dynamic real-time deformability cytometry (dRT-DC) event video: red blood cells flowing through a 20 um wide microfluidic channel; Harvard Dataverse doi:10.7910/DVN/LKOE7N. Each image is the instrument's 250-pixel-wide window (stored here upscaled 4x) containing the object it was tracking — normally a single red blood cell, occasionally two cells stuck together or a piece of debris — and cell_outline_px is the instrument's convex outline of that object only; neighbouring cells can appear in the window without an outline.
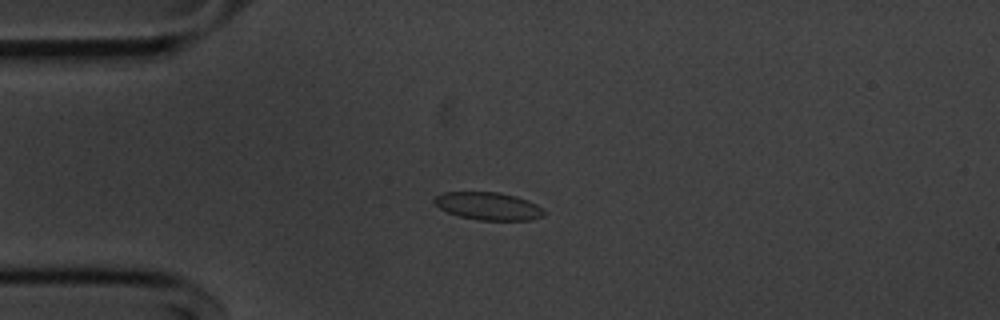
{"species": "common noctule bat (a hibernating species)", "species_latin": "Nyctalus noctula", "temperature_condition": "cold", "stored_images_in_passage": 42, "camera_frame_rate_fps": 3000, "um_per_image_px": 0.085, "animal": {"sex": "male", "body_mass_g": 20.1, "forearm_length_mm": 53.5}, "frame": {"image": 1, "passage_image": 1, "time_ms": 0.0, "image_size_px": [1000, 320], "cell_outline_px": [[544, 216], [532, 220], [476, 220], [460, 216], [448, 212], [440, 208], [432, 200], [436, 196], [444, 192], [500, 192], [516, 196], [528, 200], [544, 208]], "centroid_in_image_um": [41.54, 17.52], "position_along_channel_um": 43.5, "area_um2": 17.8}}
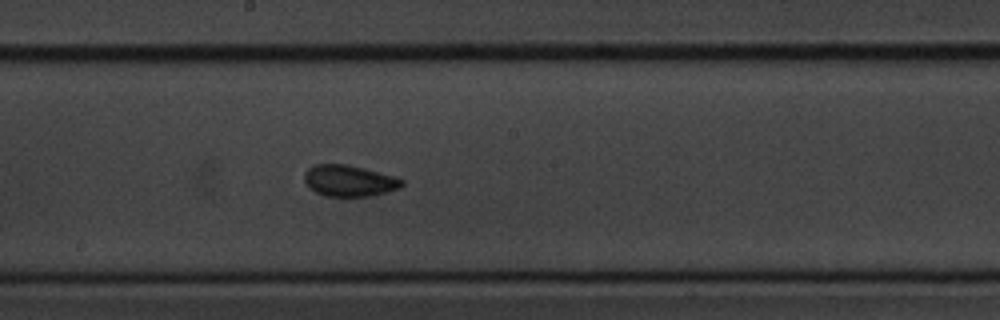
{"frame": {"image": 2, "passage_image": 17, "time_ms": 5.333, "image_size_px": [1000, 320], "cell_outline_px": [[404, 184], [400, 188], [368, 196], [324, 196], [316, 192], [304, 180], [304, 172], [308, 168], [316, 164], [348, 164], [392, 176], [404, 180]], "centroid_in_image_um": [29.66, 15.36], "position_along_channel_um": 218.5, "area_um2": 17.51}}
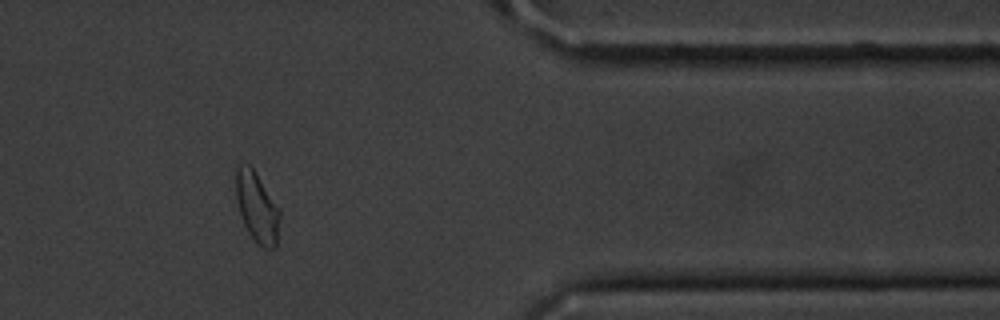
{"frame": {"image": 3, "passage_image": 33, "time_ms": 10.667, "image_size_px": [1000, 320], "cell_outline_px": [[280, 216], [276, 248], [264, 248], [248, 232], [244, 224], [236, 200], [236, 168], [240, 164], [248, 164], [256, 172], [280, 208]], "centroid_in_image_um": [21.86, 17.59], "position_along_channel_um": 389.5, "area_um2": 17.86}, "authors_computed_cell_mechanics": {"area_um2": 17.6579, "velocity_mm_per_s": 3.6172, "shape_relaxation_time_tau1_ms": 4.1968, "shape_relaxation_time_tau2_ms": 0.8567, "deformation_change_tau1": 0.0744, "deformation_change_tau2": 0.0549}}